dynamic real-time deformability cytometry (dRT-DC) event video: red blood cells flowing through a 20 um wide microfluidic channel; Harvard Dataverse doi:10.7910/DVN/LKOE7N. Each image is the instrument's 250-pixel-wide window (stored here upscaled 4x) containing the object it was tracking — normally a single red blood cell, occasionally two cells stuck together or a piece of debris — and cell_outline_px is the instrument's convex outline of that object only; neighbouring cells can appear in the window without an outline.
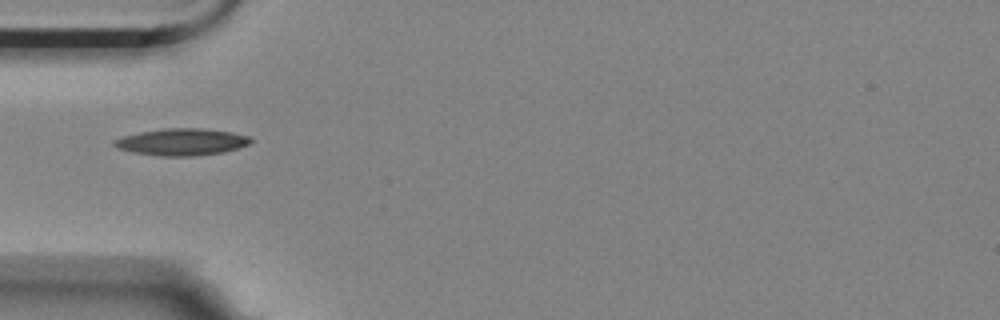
{"species": "Egyptian fruit bat (a non-hibernating species)", "species_latin": "Rousettus aegyptiacus", "temperature_condition": "room temperature", "stored_images_in_passage": 15, "camera_frame_rate_fps": 3000, "um_per_image_px": 0.085, "animal": {"sex": "female"}, "frame": {"image": 1, "passage_image": 5, "time_ms": 1.333, "image_size_px": [1000, 320], "cell_outline_px": [[252, 140], [248, 144], [224, 152], [192, 156], [160, 156], [132, 152], [116, 148], [112, 144], [112, 140], [124, 136], [140, 132], [164, 128], [204, 128], [232, 132], [252, 136]], "centroid_in_image_um": [15.43, 12.06], "position_along_channel_um": 69.6, "area_um2": 21.5}}
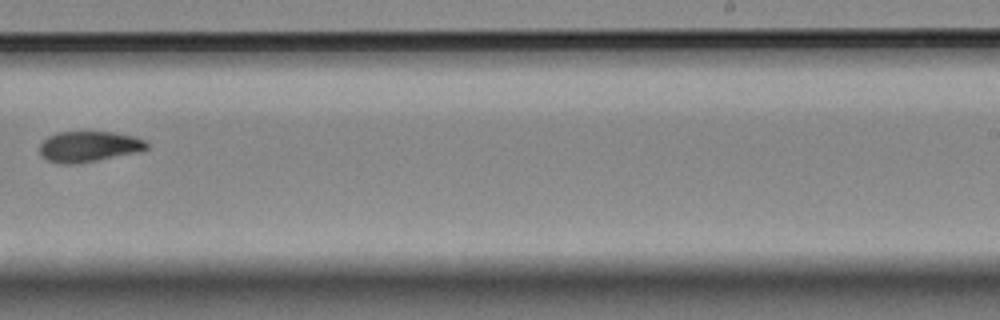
{"frame": {"image": 2, "passage_image": 10, "time_ms": 3.0, "image_size_px": [1000, 320], "cell_outline_px": [[148, 148], [140, 152], [96, 160], [72, 164], [60, 164], [48, 160], [40, 152], [40, 144], [48, 136], [56, 132], [112, 132], [132, 136], [144, 140], [148, 144]], "centroid_in_image_um": [7.55, 12.45], "position_along_channel_um": 281.4, "area_um2": 18.96}}
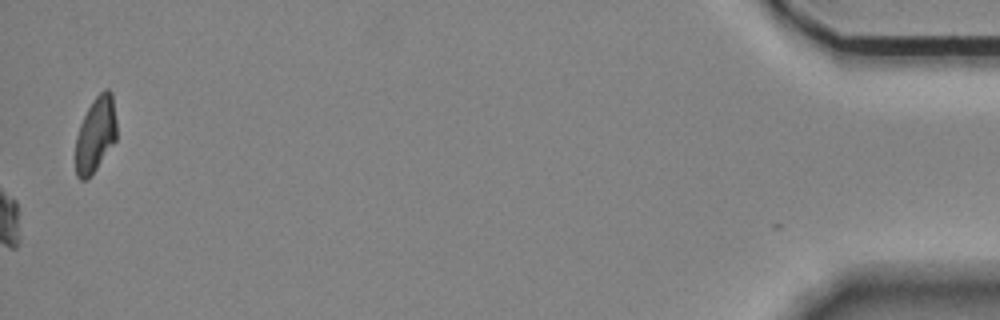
{"frame": {"image": 3, "passage_image": 15, "time_ms": 4.667, "image_size_px": [1000, 320], "cell_outline_px": [[116, 140], [96, 168], [84, 180], [80, 180], [76, 176], [76, 136], [80, 124], [92, 100], [104, 88], [108, 88], [112, 92], [116, 120]], "centroid_in_image_um": [8.13, 11.38], "position_along_channel_um": 427.1, "area_um2": 17.86}}